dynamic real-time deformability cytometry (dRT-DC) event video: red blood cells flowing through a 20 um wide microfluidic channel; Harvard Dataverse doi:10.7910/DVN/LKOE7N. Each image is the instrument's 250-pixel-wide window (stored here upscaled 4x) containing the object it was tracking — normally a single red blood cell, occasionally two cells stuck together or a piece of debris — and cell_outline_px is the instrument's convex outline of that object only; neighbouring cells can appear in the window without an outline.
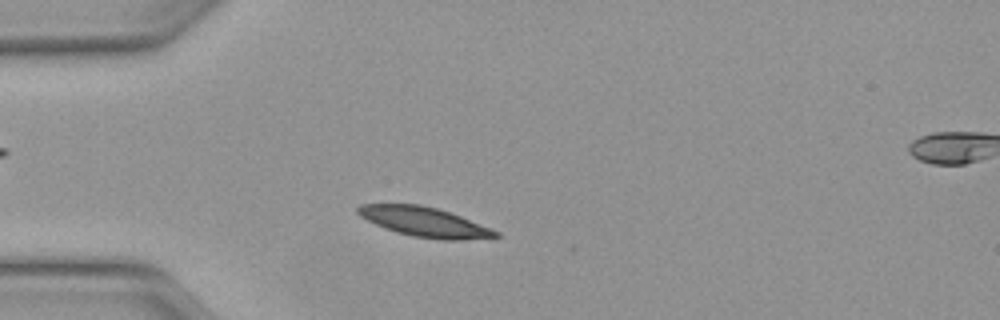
{"species": "Egyptian fruit bat (a non-hibernating species)", "species_latin": "Rousettus aegyptiacus", "temperature_condition": "warm", "stored_images_in_passage": 43, "camera_frame_rate_fps": 3000, "um_per_image_px": 0.085, "animal": {"sex": "female"}, "frame": {"image": 1, "passage_image": 7, "time_ms": 2.0, "image_size_px": [1000, 320], "cell_outline_px": [[500, 236], [464, 240], [440, 240], [412, 236], [396, 232], [384, 228], [360, 216], [356, 212], [356, 208], [360, 204], [420, 204], [436, 208], [460, 216], [492, 228], [500, 232]], "centroid_in_image_um": [36.08, 18.87], "position_along_channel_um": 48.9, "area_um2": 23.76}}
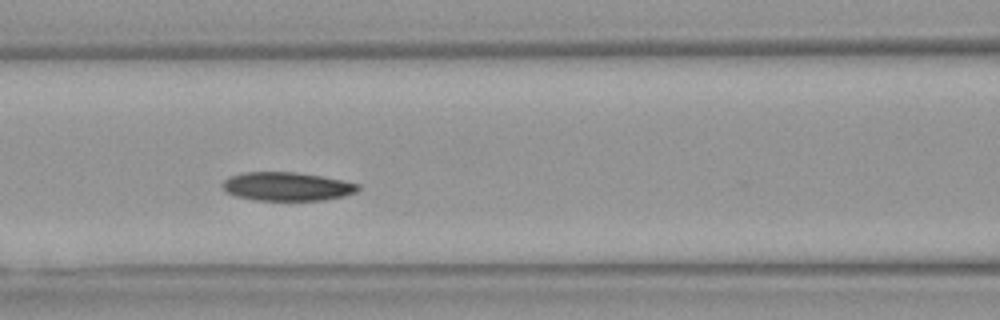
{"frame": {"image": 2, "passage_image": 15, "time_ms": 4.667, "image_size_px": [1000, 320], "cell_outline_px": [[360, 188], [356, 192], [344, 196], [324, 200], [256, 200], [236, 196], [224, 192], [220, 184], [228, 176], [244, 172], [296, 172], [344, 180], [360, 184]], "centroid_in_image_um": [24.36, 15.85], "position_along_channel_um": 142.2, "area_um2": 22.83}}
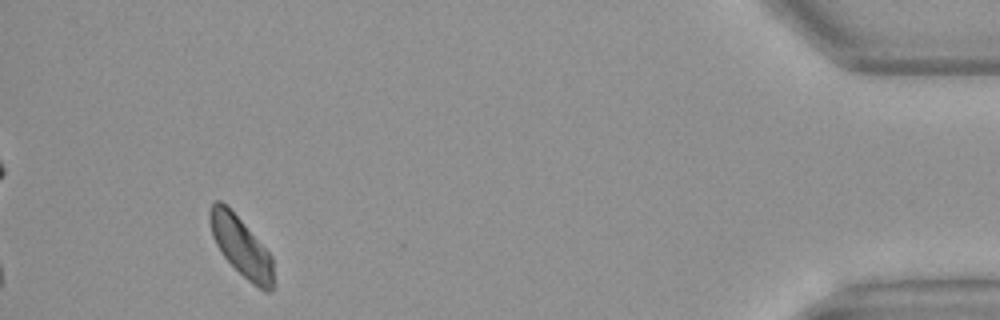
{"frame": {"image": 3, "passage_image": 40, "time_ms": 13.0, "image_size_px": [1000, 320], "cell_outline_px": [[272, 292], [264, 292], [252, 284], [224, 256], [216, 244], [212, 236], [208, 220], [208, 212], [212, 204], [216, 200], [220, 200], [240, 220], [272, 256]], "centroid_in_image_um": [20.46, 20.96], "position_along_channel_um": 414.7, "area_um2": 21.44}}